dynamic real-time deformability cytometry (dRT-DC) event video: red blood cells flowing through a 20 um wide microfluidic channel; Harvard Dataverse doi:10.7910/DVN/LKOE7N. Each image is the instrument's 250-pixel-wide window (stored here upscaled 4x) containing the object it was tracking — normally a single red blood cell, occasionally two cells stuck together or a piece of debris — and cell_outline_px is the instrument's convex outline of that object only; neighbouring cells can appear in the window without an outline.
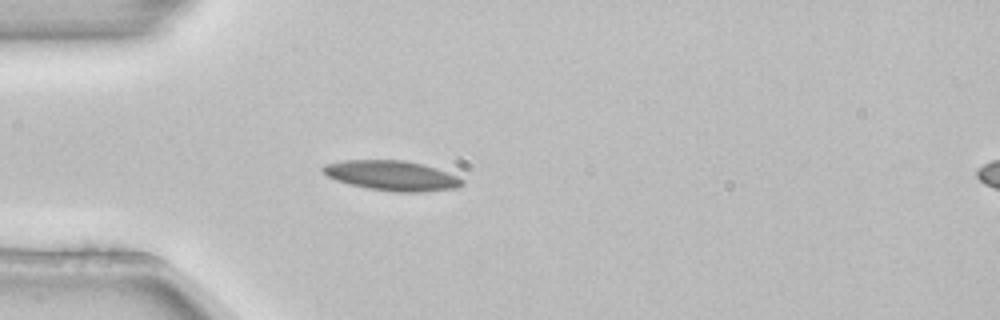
{"species": "common noctule bat (a hibernating species)", "species_latin": "Nyctalus noctula", "temperature_condition": "room temperature", "stored_images_in_passage": 4, "segment_of_instrument_passage": [1, 2], "camera_frame_rate_fps": 3000, "um_per_image_px": 0.085, "animal": {"sex": "female", "body_mass_g": 22.7, "forearm_length_mm": 54.2}, "frame": {"image": 1, "passage_image": 3, "time_ms": 0.667, "image_size_px": [1000, 320], "cell_outline_px": [[464, 184], [456, 188], [424, 192], [396, 192], [368, 188], [336, 180], [328, 176], [320, 168], [324, 164], [344, 160], [404, 160], [436, 168], [448, 172], [464, 180]], "centroid_in_image_um": [33.32, 14.92], "position_along_channel_um": 51.7, "area_um2": 24.16}}